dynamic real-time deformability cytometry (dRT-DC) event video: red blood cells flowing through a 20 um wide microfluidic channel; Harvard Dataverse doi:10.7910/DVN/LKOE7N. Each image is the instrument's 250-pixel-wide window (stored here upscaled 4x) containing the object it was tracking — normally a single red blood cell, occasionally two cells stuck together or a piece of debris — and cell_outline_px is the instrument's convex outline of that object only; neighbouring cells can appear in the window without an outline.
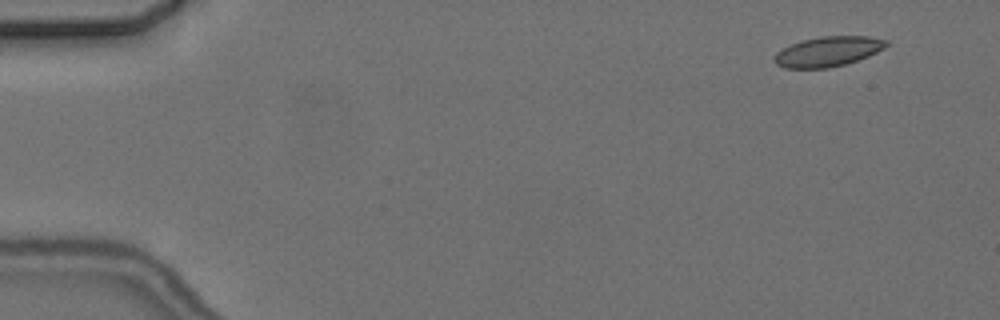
{"species": "common noctule bat (a hibernating species)", "species_latin": "Nyctalus noctula", "temperature_condition": "cold", "stored_images_in_passage": 7, "camera_frame_rate_fps": 3000, "um_per_image_px": 0.085, "animal": {"sex": "female", "body_mass_g": 24.6, "forearm_length_mm": 56.2}, "frame": {"image": 1, "passage_image": 2, "time_ms": 1.333, "image_size_px": [1000, 320], "cell_outline_px": [[888, 44], [884, 48], [868, 56], [844, 64], [828, 68], [784, 68], [776, 64], [772, 60], [772, 56], [776, 52], [800, 40], [820, 36], [868, 36], [888, 40]], "centroid_in_image_um": [70.34, 4.37], "position_along_channel_um": 14.7, "area_um2": 19.59}}
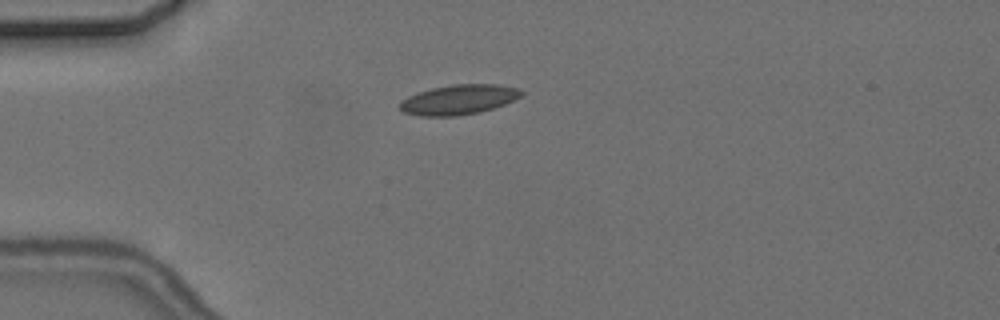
{"frame": {"image": 2, "passage_image": 5, "time_ms": 5.0, "image_size_px": [1000, 320], "cell_outline_px": [[524, 92], [520, 96], [504, 104], [480, 112], [456, 116], [420, 116], [404, 112], [400, 108], [400, 100], [416, 92], [432, 88], [452, 84], [496, 84], [520, 88]], "centroid_in_image_um": [38.97, 8.46], "position_along_channel_um": 46.0, "area_um2": 21.15}}
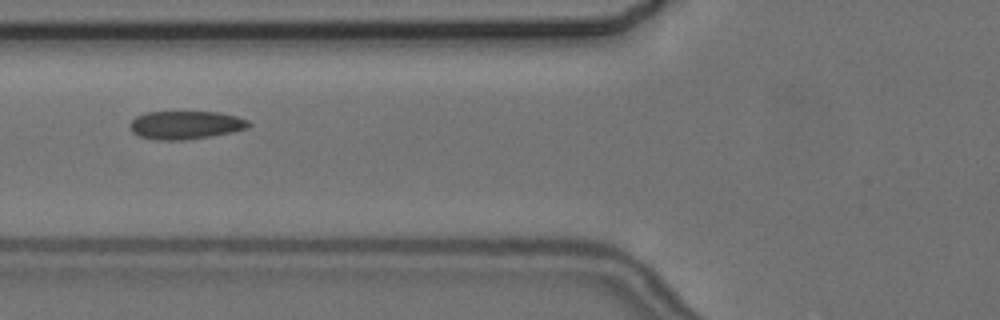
{"frame": {"image": 3, "passage_image": 7, "time_ms": 7.333, "image_size_px": [1000, 320], "cell_outline_px": [[252, 124], [248, 128], [232, 132], [184, 140], [156, 140], [140, 136], [132, 132], [132, 120], [136, 116], [148, 112], [220, 112], [236, 116], [248, 120]], "centroid_in_image_um": [15.81, 10.62], "position_along_channel_um": 110.0, "area_um2": 19.36}}